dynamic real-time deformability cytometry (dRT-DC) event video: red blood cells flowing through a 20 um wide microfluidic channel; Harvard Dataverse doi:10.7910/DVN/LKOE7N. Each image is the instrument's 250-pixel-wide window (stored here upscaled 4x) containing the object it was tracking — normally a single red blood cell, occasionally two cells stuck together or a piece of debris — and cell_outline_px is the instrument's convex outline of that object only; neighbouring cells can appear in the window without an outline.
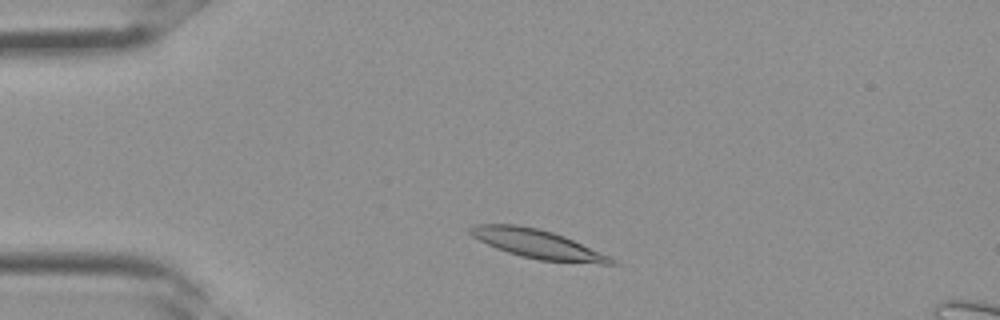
{"species": "Egyptian fruit bat (a non-hibernating species)", "species_latin": "Rousettus aegyptiacus", "temperature_condition": "room temperature", "stored_images_in_passage": 32, "segment_of_instrument_passage": [1, 2], "camera_frame_rate_fps": 3000, "um_per_image_px": 0.085, "frame": {"image": 1, "passage_image": 4, "time_ms": 1.0, "image_size_px": [1000, 320], "cell_outline_px": [[620, 264], [600, 264], [540, 260], [520, 256], [496, 248], [472, 236], [468, 232], [468, 228], [476, 224], [516, 224], [536, 228], [552, 232], [564, 236], [612, 256]], "centroid_in_image_um": [45.74, 20.75], "position_along_channel_um": 39.3, "area_um2": 23.76}}
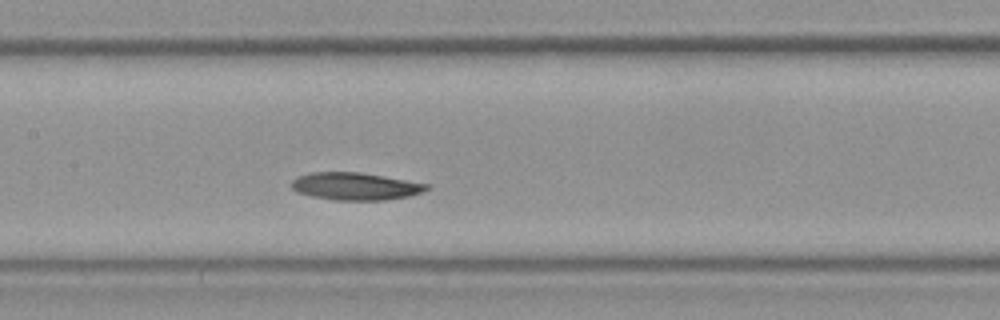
{"frame": {"image": 2, "passage_image": 13, "time_ms": 4.0, "image_size_px": [1000, 320], "cell_outline_px": [[428, 188], [420, 192], [408, 196], [384, 200], [336, 200], [312, 196], [296, 192], [292, 188], [292, 180], [296, 176], [312, 172], [360, 172], [428, 184]], "centroid_in_image_um": [30.14, 15.83], "position_along_channel_um": 177.3, "area_um2": 21.39}}
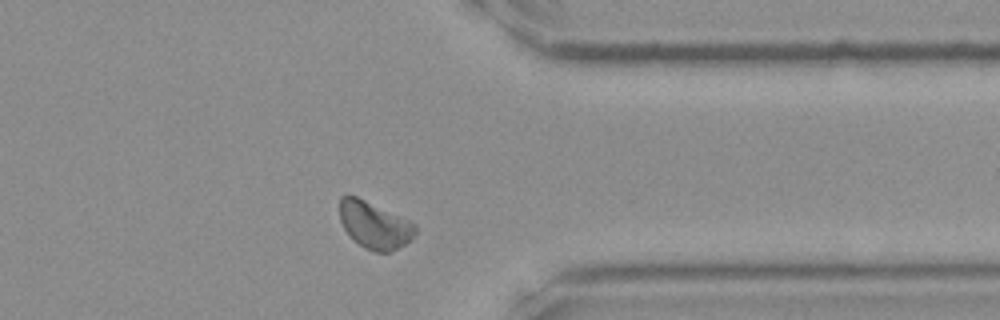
{"frame": {"image": 3, "passage_image": 24, "time_ms": 7.667, "image_size_px": [1000, 320], "cell_outline_px": [[416, 232], [412, 240], [388, 252], [376, 252], [364, 248], [352, 240], [348, 236], [340, 220], [340, 196], [356, 196], [408, 220], [416, 224]], "centroid_in_image_um": [31.81, 19.15], "position_along_channel_um": 379.6, "area_um2": 20.58}}